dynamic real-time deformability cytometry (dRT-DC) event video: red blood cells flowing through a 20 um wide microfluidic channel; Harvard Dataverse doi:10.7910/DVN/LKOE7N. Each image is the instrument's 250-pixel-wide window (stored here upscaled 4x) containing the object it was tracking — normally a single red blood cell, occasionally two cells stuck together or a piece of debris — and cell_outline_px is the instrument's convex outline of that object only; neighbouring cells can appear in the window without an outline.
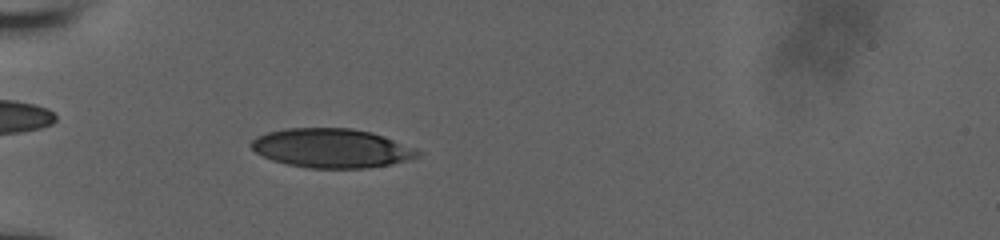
{"species": "human", "species_latin": "Homo sapiens", "temperature_condition": "room temperature", "stored_images_in_passage": 53, "camera_frame_rate_fps": 3000, "um_per_image_px": 0.085, "donor": {"sex": "male"}, "frame": {"image": 1, "passage_image": 19, "time_ms": 6.0, "image_size_px": [1000, 240], "cell_outline_px": [[424, 152], [420, 156], [392, 164], [368, 168], [308, 168], [288, 164], [272, 160], [256, 152], [248, 144], [256, 136], [268, 132], [284, 128], [352, 128], [372, 132], [384, 136]], "centroid_in_image_um": [28.19, 12.59], "position_along_channel_um": 56.8, "area_um2": 38.09}}
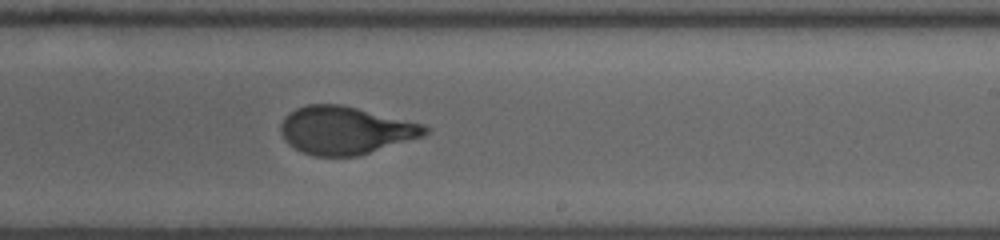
{"frame": {"image": 2, "passage_image": 34, "time_ms": 11.667, "image_size_px": [1000, 240], "cell_outline_px": [[428, 132], [424, 136], [356, 156], [316, 156], [304, 152], [288, 144], [284, 140], [280, 132], [280, 124], [284, 116], [288, 112], [296, 108], [308, 104], [340, 104], [424, 124], [428, 128]], "centroid_in_image_um": [29.32, 11.07], "position_along_channel_um": 259.7, "area_um2": 40.0}}
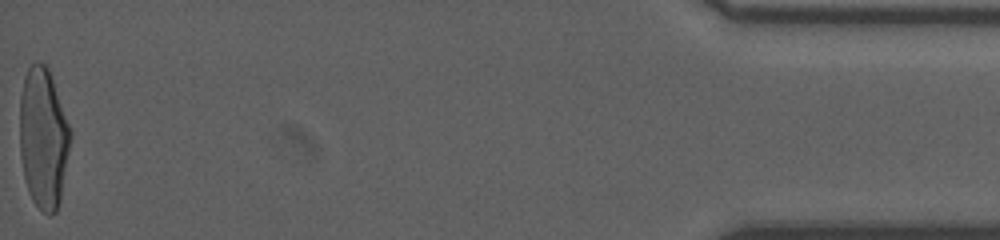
{"frame": {"image": 3, "passage_image": 53, "time_ms": 18.333, "image_size_px": [1000, 240], "cell_outline_px": [[72, 136], [60, 200], [56, 212], [52, 216], [48, 216], [32, 200], [28, 192], [24, 176], [20, 156], [20, 96], [24, 76], [28, 68], [36, 60], [44, 64], [48, 68], [72, 132]], "centroid_in_image_um": [3.68, 11.75], "position_along_channel_um": 431.5, "area_um2": 41.67}, "authors_computed_cell_mechanics": {"area_um2": 39.8242, "velocity_mm_per_s": 3.8775, "shape_relaxation_time_tau1_ms": 4.9634, "shape_relaxation_time_tau2_ms": null, "deformation_change_tau1": 0.2034, "deformation_change_tau2": null}}